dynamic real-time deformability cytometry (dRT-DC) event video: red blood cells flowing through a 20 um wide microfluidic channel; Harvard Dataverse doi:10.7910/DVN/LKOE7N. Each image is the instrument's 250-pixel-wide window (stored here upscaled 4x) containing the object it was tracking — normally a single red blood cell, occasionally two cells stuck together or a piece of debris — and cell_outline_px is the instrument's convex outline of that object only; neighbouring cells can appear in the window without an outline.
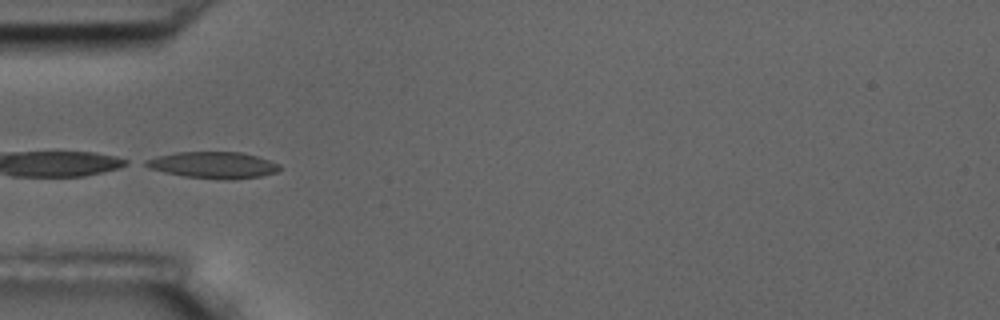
{"species": "common noctule bat (a hibernating species)", "species_latin": "Nyctalus noctula", "temperature_condition": "room temperature", "stored_images_in_passage": 7, "camera_frame_rate_fps": 3000, "um_per_image_px": 0.085, "animal": {"sex": "male", "body_mass_g": 17.5, "forearm_length_mm": 52.3}, "frame": {"image": 1, "passage_image": 5, "time_ms": 5.667, "image_size_px": [1000, 320], "cell_outline_px": [[280, 168], [276, 172], [260, 176], [232, 180], [224, 180], [184, 176], [164, 172], [148, 168], [140, 164], [144, 160], [156, 156], [176, 152], [240, 152], [256, 156], [280, 164]], "centroid_in_image_um": [18.06, 14.03], "position_along_channel_um": 66.9, "area_um2": 20.81}}